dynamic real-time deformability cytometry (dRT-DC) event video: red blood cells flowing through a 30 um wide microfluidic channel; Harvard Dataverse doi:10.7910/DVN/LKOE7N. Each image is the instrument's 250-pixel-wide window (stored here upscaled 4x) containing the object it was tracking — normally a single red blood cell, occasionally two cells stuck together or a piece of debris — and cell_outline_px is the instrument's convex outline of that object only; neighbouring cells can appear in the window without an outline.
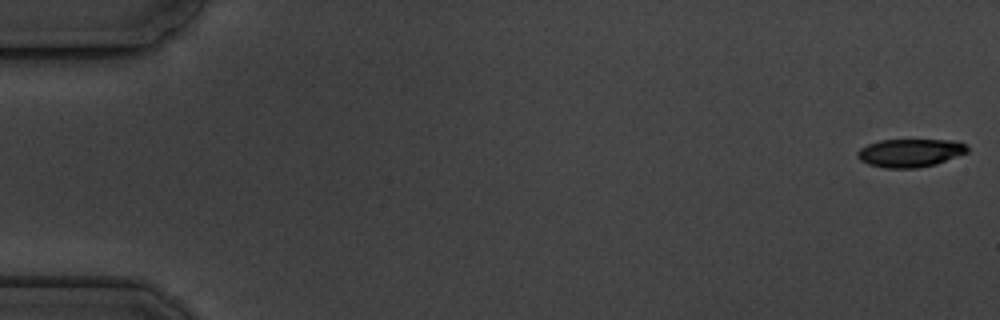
{"species": "common noctule bat (a hibernating species)", "species_latin": "Nyctalus noctula", "temperature_condition": "cold", "stored_images_in_passage": 17, "camera_frame_rate_fps": 3000, "um_per_image_px": 0.085, "animal": {"sex": "male", "body_mass_g": 19.5, "forearm_length_mm": 54.6}, "frame": {"image": 1, "passage_image": 1, "time_ms": 0.0, "image_size_px": [1000, 320], "cell_outline_px": [[968, 152], [936, 164], [916, 168], [884, 168], [868, 164], [860, 160], [856, 156], [856, 152], [860, 148], [868, 144], [880, 140], [956, 140], [964, 144], [968, 148]], "centroid_in_image_um": [77.34, 12.99], "position_along_channel_um": 7.7, "area_um2": 18.09}}
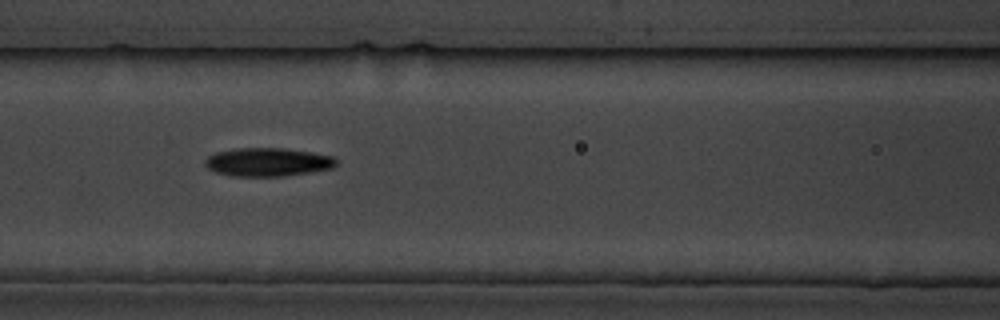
{"frame": {"image": 2, "passage_image": 8, "time_ms": 8.0, "image_size_px": [1000, 320], "cell_outline_px": [[340, 160], [332, 168], [284, 176], [232, 176], [216, 172], [208, 168], [204, 164], [204, 160], [208, 156], [216, 152], [236, 148], [284, 148], [312, 152], [332, 156]], "centroid_in_image_um": [22.76, 13.77], "position_along_channel_um": 143.8, "area_um2": 21.79}}
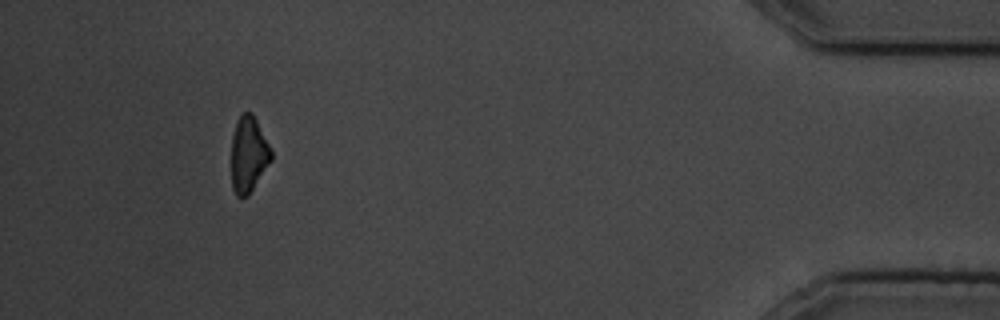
{"frame": {"image": 3, "passage_image": 16, "time_ms": 17.333, "image_size_px": [1000, 320], "cell_outline_px": [[272, 160], [248, 196], [236, 196], [232, 188], [232, 136], [236, 120], [244, 112], [252, 112], [272, 152]], "centroid_in_image_um": [21.12, 13.13], "position_along_channel_um": 414.1, "area_um2": 17.46}, "authors_computed_cell_mechanics": {"area_um2": 20.1722, "velocity_mm_per_s": 3.5497, "shape_relaxation_time_tau1_ms": 3.4468, "shape_relaxation_time_tau2_ms": null, "deformation_change_tau1": 0.106, "deformation_change_tau2": null}}